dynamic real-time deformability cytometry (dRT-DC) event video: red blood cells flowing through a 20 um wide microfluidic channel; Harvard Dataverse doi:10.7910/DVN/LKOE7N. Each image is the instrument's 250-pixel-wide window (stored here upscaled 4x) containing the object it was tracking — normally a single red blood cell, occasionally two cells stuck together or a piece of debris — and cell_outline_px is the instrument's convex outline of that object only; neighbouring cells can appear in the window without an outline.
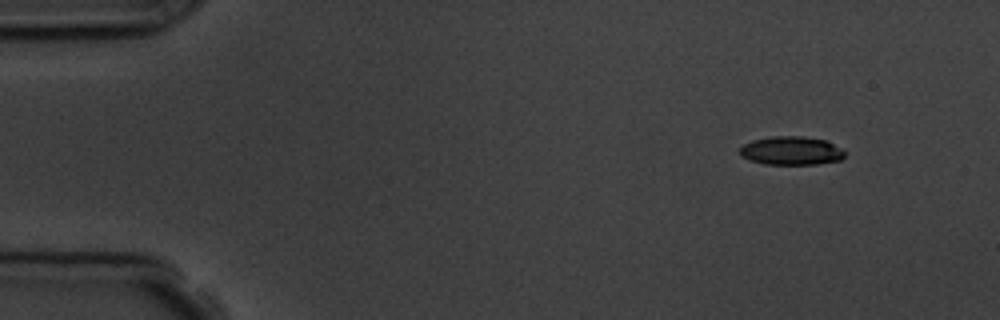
{"species": "common noctule bat (a hibernating species)", "species_latin": "Nyctalus noctula", "temperature_condition": "room temperature", "stored_images_in_passage": 4, "camera_frame_rate_fps": 3000, "um_per_image_px": 0.085, "animal": {"sex": "male", "body_mass_g": 19.5, "forearm_length_mm": 54.6}, "frame": {"image": 1, "passage_image": 1, "time_ms": 0.0, "image_size_px": [1000, 320], "cell_outline_px": [[844, 156], [840, 160], [816, 164], [764, 164], [748, 160], [740, 156], [740, 148], [744, 144], [752, 140], [772, 136], [800, 136], [828, 140], [840, 148], [844, 152]], "centroid_in_image_um": [67.23, 12.81], "position_along_channel_um": 17.8, "area_um2": 17.51}}
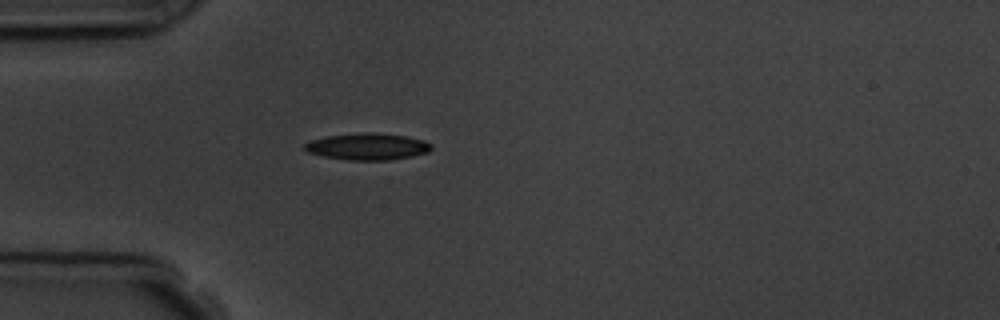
{"frame": {"image": 2, "passage_image": 4, "time_ms": 3.333, "image_size_px": [1000, 320], "cell_outline_px": [[432, 148], [428, 152], [388, 160], [348, 160], [324, 156], [308, 152], [304, 148], [304, 144], [312, 140], [328, 136], [360, 132], [372, 132], [404, 136], [424, 140], [432, 144]], "centroid_in_image_um": [31.24, 12.45], "position_along_channel_um": 53.8, "area_um2": 19.48}}